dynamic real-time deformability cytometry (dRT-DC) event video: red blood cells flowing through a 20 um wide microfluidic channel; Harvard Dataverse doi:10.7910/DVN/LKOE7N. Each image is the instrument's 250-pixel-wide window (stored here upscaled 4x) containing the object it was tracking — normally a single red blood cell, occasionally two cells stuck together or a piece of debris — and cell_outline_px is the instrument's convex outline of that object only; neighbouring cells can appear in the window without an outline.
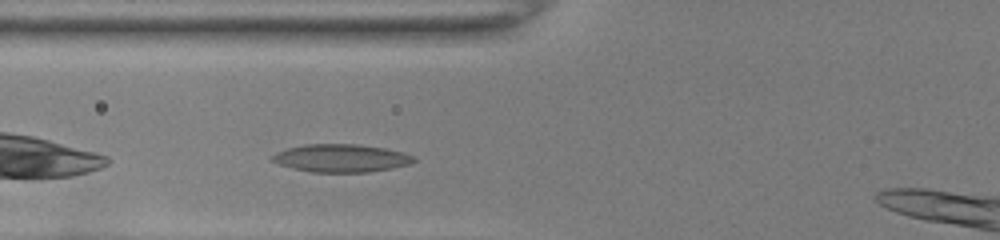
{"species": "common noctule bat (a hibernating species)", "species_latin": "Nyctalus noctula", "temperature_condition": "room temperature", "stored_images_in_passage": 30, "camera_frame_rate_fps": 3000, "um_per_image_px": 0.085, "animal": {"sex": "female", "body_mass_g": 22.0, "forearm_length_mm": 56.7}, "frame": {"image": 1, "passage_image": 3, "time_ms": 0.667, "image_size_px": [1000, 240], "cell_outline_px": [[416, 160], [408, 164], [392, 168], [368, 172], [312, 172], [292, 168], [268, 160], [268, 156], [276, 152], [288, 148], [304, 144], [356, 144], [384, 148], [404, 152], [416, 156]], "centroid_in_image_um": [28.96, 13.44], "position_along_channel_um": 96.8, "area_um2": 23.18}}
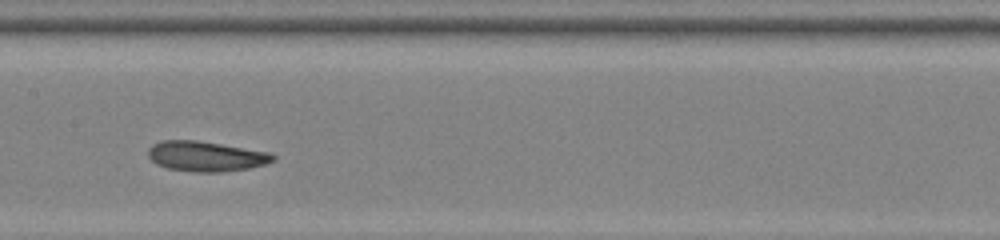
{"frame": {"image": 2, "passage_image": 10, "time_ms": 3.0, "image_size_px": [1000, 240], "cell_outline_px": [[276, 160], [264, 164], [248, 168], [220, 172], [192, 172], [168, 168], [156, 164], [148, 156], [148, 148], [152, 144], [160, 140], [196, 140], [272, 152], [276, 156]], "centroid_in_image_um": [17.51, 13.28], "position_along_channel_um": 189.9, "area_um2": 22.08}}
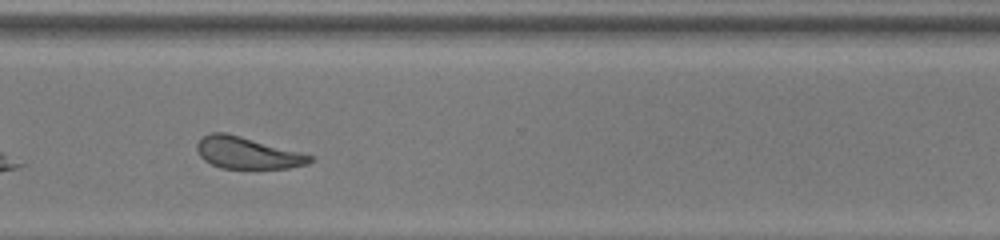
{"frame": {"image": 3, "passage_image": 22, "time_ms": 7.0, "image_size_px": [1000, 240], "cell_outline_px": [[312, 160], [308, 164], [288, 168], [220, 168], [204, 160], [200, 156], [196, 148], [196, 144], [204, 136], [212, 132], [224, 132], [240, 136], [312, 156]], "centroid_in_image_um": [20.97, 13.0], "position_along_channel_um": 349.6, "area_um2": 20.4}}